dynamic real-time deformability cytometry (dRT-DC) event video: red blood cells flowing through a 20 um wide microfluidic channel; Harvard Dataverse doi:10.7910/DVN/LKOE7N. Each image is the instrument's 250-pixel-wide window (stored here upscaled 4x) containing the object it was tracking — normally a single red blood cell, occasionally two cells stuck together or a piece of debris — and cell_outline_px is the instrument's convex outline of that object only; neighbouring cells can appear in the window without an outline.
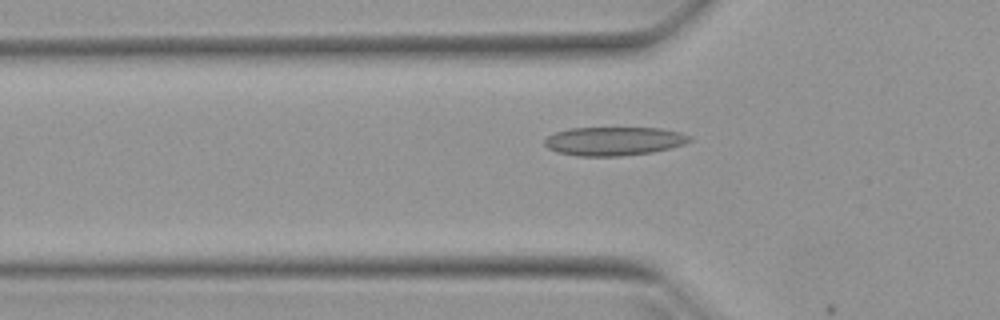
{"species": "Egyptian fruit bat (a non-hibernating species)", "species_latin": "Rousettus aegyptiacus", "temperature_condition": "warm", "stored_images_in_passage": 18, "camera_frame_rate_fps": 3000, "um_per_image_px": 0.085, "animal": {"sex": "female"}, "frame": {"image": 1, "passage_image": 17, "time_ms": 5.333, "image_size_px": [1000, 320], "cell_outline_px": [[692, 140], [684, 144], [652, 152], [620, 156], [576, 156], [556, 152], [548, 148], [544, 144], [544, 140], [548, 136], [556, 132], [568, 128], [660, 128], [680, 132], [692, 136]], "centroid_in_image_um": [52.17, 11.99], "position_along_channel_um": 73.6, "area_um2": 24.28}}